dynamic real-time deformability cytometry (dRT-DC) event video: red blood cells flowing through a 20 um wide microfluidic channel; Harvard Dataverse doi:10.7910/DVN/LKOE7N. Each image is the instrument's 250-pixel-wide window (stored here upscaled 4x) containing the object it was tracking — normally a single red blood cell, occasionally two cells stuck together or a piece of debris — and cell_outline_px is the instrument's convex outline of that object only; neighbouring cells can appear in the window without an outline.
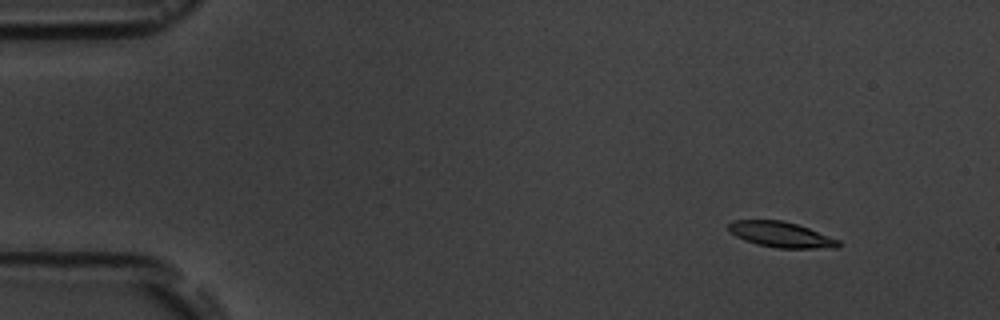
{"species": "common noctule bat (a hibernating species)", "species_latin": "Nyctalus noctula", "temperature_condition": "room temperature", "stored_images_in_passage": 5, "camera_frame_rate_fps": 3000, "um_per_image_px": 0.085, "animal": {"sex": "male", "body_mass_g": 19.5, "forearm_length_mm": 54.6}, "frame": {"image": 1, "passage_image": 2, "time_ms": 1.0, "image_size_px": [1000, 320], "cell_outline_px": [[840, 244], [836, 248], [776, 248], [756, 244], [744, 240], [728, 232], [728, 224], [732, 220], [784, 220], [808, 228], [840, 240]], "centroid_in_image_um": [66.35, 19.94], "position_along_channel_um": 18.6, "area_um2": 16.42}}
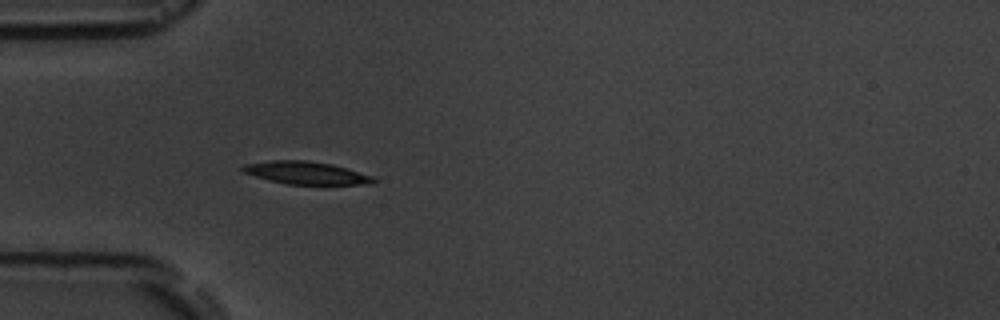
{"frame": {"image": 2, "passage_image": 5, "time_ms": 4.667, "image_size_px": [1000, 320], "cell_outline_px": [[376, 180], [372, 184], [288, 184], [268, 180], [244, 172], [240, 168], [244, 164], [272, 160], [308, 160], [332, 164], [372, 176]], "centroid_in_image_um": [25.99, 14.69], "position_along_channel_um": 59.0, "area_um2": 17.11}}